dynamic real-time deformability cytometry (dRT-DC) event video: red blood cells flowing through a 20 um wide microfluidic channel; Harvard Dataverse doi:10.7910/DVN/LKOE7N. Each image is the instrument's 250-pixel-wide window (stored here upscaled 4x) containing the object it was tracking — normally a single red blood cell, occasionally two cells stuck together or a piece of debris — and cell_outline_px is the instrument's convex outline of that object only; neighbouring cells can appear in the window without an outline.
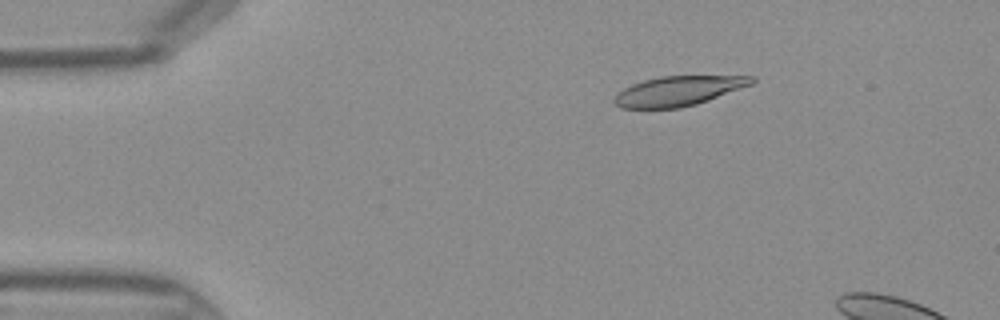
{"species": "Egyptian fruit bat (a non-hibernating species)", "species_latin": "Rousettus aegyptiacus", "temperature_condition": "warm", "stored_images_in_passage": 13, "camera_frame_rate_fps": 3000, "um_per_image_px": 0.085, "frame": {"image": 1, "passage_image": 8, "time_ms": 2.333, "image_size_px": [1000, 320], "cell_outline_px": [[756, 80], [752, 84], [696, 104], [680, 108], [620, 108], [612, 100], [624, 88], [632, 84], [644, 80], [660, 76], [756, 76]], "centroid_in_image_um": [57.66, 7.73], "position_along_channel_um": 27.3, "area_um2": 23.52}}